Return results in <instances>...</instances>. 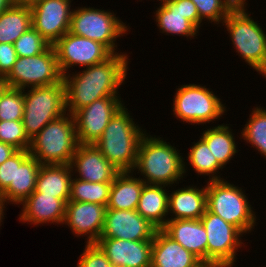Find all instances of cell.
I'll use <instances>...</instances> for the list:
<instances>
[{
  "label": "cell",
  "instance_id": "cell-16",
  "mask_svg": "<svg viewBox=\"0 0 266 267\" xmlns=\"http://www.w3.org/2000/svg\"><path fill=\"white\" fill-rule=\"evenodd\" d=\"M157 228L136 210L107 209L100 238L153 240Z\"/></svg>",
  "mask_w": 266,
  "mask_h": 267
},
{
  "label": "cell",
  "instance_id": "cell-15",
  "mask_svg": "<svg viewBox=\"0 0 266 267\" xmlns=\"http://www.w3.org/2000/svg\"><path fill=\"white\" fill-rule=\"evenodd\" d=\"M72 0H43L30 7L32 27L54 45L69 32L73 8Z\"/></svg>",
  "mask_w": 266,
  "mask_h": 267
},
{
  "label": "cell",
  "instance_id": "cell-33",
  "mask_svg": "<svg viewBox=\"0 0 266 267\" xmlns=\"http://www.w3.org/2000/svg\"><path fill=\"white\" fill-rule=\"evenodd\" d=\"M198 10L201 21L219 25L237 5L233 0H191Z\"/></svg>",
  "mask_w": 266,
  "mask_h": 267
},
{
  "label": "cell",
  "instance_id": "cell-5",
  "mask_svg": "<svg viewBox=\"0 0 266 267\" xmlns=\"http://www.w3.org/2000/svg\"><path fill=\"white\" fill-rule=\"evenodd\" d=\"M79 145L74 117L66 112L31 139L29 153L41 164H68Z\"/></svg>",
  "mask_w": 266,
  "mask_h": 267
},
{
  "label": "cell",
  "instance_id": "cell-30",
  "mask_svg": "<svg viewBox=\"0 0 266 267\" xmlns=\"http://www.w3.org/2000/svg\"><path fill=\"white\" fill-rule=\"evenodd\" d=\"M188 156L186 161H189V164L184 162V174L187 176V166H192L193 170L198 174V176H208L209 181H219L224 180L220 177L219 170L223 167L218 163L216 157L211 153L206 141L200 136V139L197 142H193L190 151L187 153ZM219 174V175H218Z\"/></svg>",
  "mask_w": 266,
  "mask_h": 267
},
{
  "label": "cell",
  "instance_id": "cell-23",
  "mask_svg": "<svg viewBox=\"0 0 266 267\" xmlns=\"http://www.w3.org/2000/svg\"><path fill=\"white\" fill-rule=\"evenodd\" d=\"M162 230L207 264V232L201 219L167 220Z\"/></svg>",
  "mask_w": 266,
  "mask_h": 267
},
{
  "label": "cell",
  "instance_id": "cell-8",
  "mask_svg": "<svg viewBox=\"0 0 266 267\" xmlns=\"http://www.w3.org/2000/svg\"><path fill=\"white\" fill-rule=\"evenodd\" d=\"M118 18L110 10L78 7L73 9L69 32L99 42L112 54H116L119 53L116 51L117 38H121L123 34L125 36L131 29Z\"/></svg>",
  "mask_w": 266,
  "mask_h": 267
},
{
  "label": "cell",
  "instance_id": "cell-34",
  "mask_svg": "<svg viewBox=\"0 0 266 267\" xmlns=\"http://www.w3.org/2000/svg\"><path fill=\"white\" fill-rule=\"evenodd\" d=\"M24 90L7 87L0 96V121L22 120Z\"/></svg>",
  "mask_w": 266,
  "mask_h": 267
},
{
  "label": "cell",
  "instance_id": "cell-13",
  "mask_svg": "<svg viewBox=\"0 0 266 267\" xmlns=\"http://www.w3.org/2000/svg\"><path fill=\"white\" fill-rule=\"evenodd\" d=\"M159 3L154 20L160 33L184 36L190 40L197 36L202 21L191 0H163Z\"/></svg>",
  "mask_w": 266,
  "mask_h": 267
},
{
  "label": "cell",
  "instance_id": "cell-37",
  "mask_svg": "<svg viewBox=\"0 0 266 267\" xmlns=\"http://www.w3.org/2000/svg\"><path fill=\"white\" fill-rule=\"evenodd\" d=\"M77 267H114L96 243L85 245Z\"/></svg>",
  "mask_w": 266,
  "mask_h": 267
},
{
  "label": "cell",
  "instance_id": "cell-26",
  "mask_svg": "<svg viewBox=\"0 0 266 267\" xmlns=\"http://www.w3.org/2000/svg\"><path fill=\"white\" fill-rule=\"evenodd\" d=\"M168 189L166 185L145 184L139 198L136 211L157 229H162L168 220Z\"/></svg>",
  "mask_w": 266,
  "mask_h": 267
},
{
  "label": "cell",
  "instance_id": "cell-11",
  "mask_svg": "<svg viewBox=\"0 0 266 267\" xmlns=\"http://www.w3.org/2000/svg\"><path fill=\"white\" fill-rule=\"evenodd\" d=\"M200 219L207 232V264L222 267L235 265L236 253L244 244L241 240L243 233L207 209Z\"/></svg>",
  "mask_w": 266,
  "mask_h": 267
},
{
  "label": "cell",
  "instance_id": "cell-14",
  "mask_svg": "<svg viewBox=\"0 0 266 267\" xmlns=\"http://www.w3.org/2000/svg\"><path fill=\"white\" fill-rule=\"evenodd\" d=\"M121 97H104L73 114L79 144H94L110 119L125 105Z\"/></svg>",
  "mask_w": 266,
  "mask_h": 267
},
{
  "label": "cell",
  "instance_id": "cell-3",
  "mask_svg": "<svg viewBox=\"0 0 266 267\" xmlns=\"http://www.w3.org/2000/svg\"><path fill=\"white\" fill-rule=\"evenodd\" d=\"M124 105L109 121L94 143L104 157L120 172L132 171L137 161L138 146L146 133Z\"/></svg>",
  "mask_w": 266,
  "mask_h": 267
},
{
  "label": "cell",
  "instance_id": "cell-42",
  "mask_svg": "<svg viewBox=\"0 0 266 267\" xmlns=\"http://www.w3.org/2000/svg\"><path fill=\"white\" fill-rule=\"evenodd\" d=\"M5 205H7V202H6L5 198L0 194V226L2 225L1 222H3L2 220L4 219V215H5V213H4V211L6 210Z\"/></svg>",
  "mask_w": 266,
  "mask_h": 267
},
{
  "label": "cell",
  "instance_id": "cell-38",
  "mask_svg": "<svg viewBox=\"0 0 266 267\" xmlns=\"http://www.w3.org/2000/svg\"><path fill=\"white\" fill-rule=\"evenodd\" d=\"M17 54L13 44L0 43V76L6 77L16 62Z\"/></svg>",
  "mask_w": 266,
  "mask_h": 267
},
{
  "label": "cell",
  "instance_id": "cell-29",
  "mask_svg": "<svg viewBox=\"0 0 266 267\" xmlns=\"http://www.w3.org/2000/svg\"><path fill=\"white\" fill-rule=\"evenodd\" d=\"M32 27L30 7L13 4L0 14V43L13 44Z\"/></svg>",
  "mask_w": 266,
  "mask_h": 267
},
{
  "label": "cell",
  "instance_id": "cell-10",
  "mask_svg": "<svg viewBox=\"0 0 266 267\" xmlns=\"http://www.w3.org/2000/svg\"><path fill=\"white\" fill-rule=\"evenodd\" d=\"M8 87L26 89L60 83V72L55 49L50 45L43 53L31 57H17L5 77Z\"/></svg>",
  "mask_w": 266,
  "mask_h": 267
},
{
  "label": "cell",
  "instance_id": "cell-12",
  "mask_svg": "<svg viewBox=\"0 0 266 267\" xmlns=\"http://www.w3.org/2000/svg\"><path fill=\"white\" fill-rule=\"evenodd\" d=\"M53 47L62 76L77 65L83 68L90 67L104 62L112 55L101 43L70 32L64 34Z\"/></svg>",
  "mask_w": 266,
  "mask_h": 267
},
{
  "label": "cell",
  "instance_id": "cell-17",
  "mask_svg": "<svg viewBox=\"0 0 266 267\" xmlns=\"http://www.w3.org/2000/svg\"><path fill=\"white\" fill-rule=\"evenodd\" d=\"M106 210V206L96 203L68 201L63 225L76 237L87 236L85 243H96L103 230Z\"/></svg>",
  "mask_w": 266,
  "mask_h": 267
},
{
  "label": "cell",
  "instance_id": "cell-20",
  "mask_svg": "<svg viewBox=\"0 0 266 267\" xmlns=\"http://www.w3.org/2000/svg\"><path fill=\"white\" fill-rule=\"evenodd\" d=\"M19 221L33 225L48 223L63 224L65 219L66 203L55 196L44 195L35 190L21 203Z\"/></svg>",
  "mask_w": 266,
  "mask_h": 267
},
{
  "label": "cell",
  "instance_id": "cell-41",
  "mask_svg": "<svg viewBox=\"0 0 266 267\" xmlns=\"http://www.w3.org/2000/svg\"><path fill=\"white\" fill-rule=\"evenodd\" d=\"M43 0H13V3L20 6L32 7Z\"/></svg>",
  "mask_w": 266,
  "mask_h": 267
},
{
  "label": "cell",
  "instance_id": "cell-22",
  "mask_svg": "<svg viewBox=\"0 0 266 267\" xmlns=\"http://www.w3.org/2000/svg\"><path fill=\"white\" fill-rule=\"evenodd\" d=\"M204 263L162 229L153 236L151 267H200Z\"/></svg>",
  "mask_w": 266,
  "mask_h": 267
},
{
  "label": "cell",
  "instance_id": "cell-6",
  "mask_svg": "<svg viewBox=\"0 0 266 267\" xmlns=\"http://www.w3.org/2000/svg\"><path fill=\"white\" fill-rule=\"evenodd\" d=\"M206 183L207 210L238 228L244 235L254 231L257 216L245 190L225 179Z\"/></svg>",
  "mask_w": 266,
  "mask_h": 267
},
{
  "label": "cell",
  "instance_id": "cell-21",
  "mask_svg": "<svg viewBox=\"0 0 266 267\" xmlns=\"http://www.w3.org/2000/svg\"><path fill=\"white\" fill-rule=\"evenodd\" d=\"M41 163L30 155L29 150L15 153V185H9L1 195L9 204L20 205L36 188Z\"/></svg>",
  "mask_w": 266,
  "mask_h": 267
},
{
  "label": "cell",
  "instance_id": "cell-39",
  "mask_svg": "<svg viewBox=\"0 0 266 267\" xmlns=\"http://www.w3.org/2000/svg\"><path fill=\"white\" fill-rule=\"evenodd\" d=\"M9 185H15V154L0 165V194Z\"/></svg>",
  "mask_w": 266,
  "mask_h": 267
},
{
  "label": "cell",
  "instance_id": "cell-31",
  "mask_svg": "<svg viewBox=\"0 0 266 267\" xmlns=\"http://www.w3.org/2000/svg\"><path fill=\"white\" fill-rule=\"evenodd\" d=\"M112 182L92 183L72 178L69 201L89 202L107 206Z\"/></svg>",
  "mask_w": 266,
  "mask_h": 267
},
{
  "label": "cell",
  "instance_id": "cell-45",
  "mask_svg": "<svg viewBox=\"0 0 266 267\" xmlns=\"http://www.w3.org/2000/svg\"><path fill=\"white\" fill-rule=\"evenodd\" d=\"M200 267H222V266H219L217 264H203L202 266Z\"/></svg>",
  "mask_w": 266,
  "mask_h": 267
},
{
  "label": "cell",
  "instance_id": "cell-24",
  "mask_svg": "<svg viewBox=\"0 0 266 267\" xmlns=\"http://www.w3.org/2000/svg\"><path fill=\"white\" fill-rule=\"evenodd\" d=\"M206 185L202 188L192 184L169 193L168 220L200 219L207 209Z\"/></svg>",
  "mask_w": 266,
  "mask_h": 267
},
{
  "label": "cell",
  "instance_id": "cell-19",
  "mask_svg": "<svg viewBox=\"0 0 266 267\" xmlns=\"http://www.w3.org/2000/svg\"><path fill=\"white\" fill-rule=\"evenodd\" d=\"M152 242L99 238L96 244L114 267H151Z\"/></svg>",
  "mask_w": 266,
  "mask_h": 267
},
{
  "label": "cell",
  "instance_id": "cell-4",
  "mask_svg": "<svg viewBox=\"0 0 266 267\" xmlns=\"http://www.w3.org/2000/svg\"><path fill=\"white\" fill-rule=\"evenodd\" d=\"M237 4L222 22L235 51L258 74L266 78V34L260 23L254 21L245 8Z\"/></svg>",
  "mask_w": 266,
  "mask_h": 267
},
{
  "label": "cell",
  "instance_id": "cell-25",
  "mask_svg": "<svg viewBox=\"0 0 266 267\" xmlns=\"http://www.w3.org/2000/svg\"><path fill=\"white\" fill-rule=\"evenodd\" d=\"M73 176L71 166L68 164H41L35 191L44 195L55 196L67 203Z\"/></svg>",
  "mask_w": 266,
  "mask_h": 267
},
{
  "label": "cell",
  "instance_id": "cell-1",
  "mask_svg": "<svg viewBox=\"0 0 266 267\" xmlns=\"http://www.w3.org/2000/svg\"><path fill=\"white\" fill-rule=\"evenodd\" d=\"M128 57L126 52L112 54L104 62L64 75L66 112L73 115L98 99L120 97L118 89L127 79Z\"/></svg>",
  "mask_w": 266,
  "mask_h": 267
},
{
  "label": "cell",
  "instance_id": "cell-32",
  "mask_svg": "<svg viewBox=\"0 0 266 267\" xmlns=\"http://www.w3.org/2000/svg\"><path fill=\"white\" fill-rule=\"evenodd\" d=\"M240 137L266 158V108L256 106L252 109Z\"/></svg>",
  "mask_w": 266,
  "mask_h": 267
},
{
  "label": "cell",
  "instance_id": "cell-44",
  "mask_svg": "<svg viewBox=\"0 0 266 267\" xmlns=\"http://www.w3.org/2000/svg\"><path fill=\"white\" fill-rule=\"evenodd\" d=\"M7 87H8V84H7L5 77L0 76V96L6 90Z\"/></svg>",
  "mask_w": 266,
  "mask_h": 267
},
{
  "label": "cell",
  "instance_id": "cell-2",
  "mask_svg": "<svg viewBox=\"0 0 266 267\" xmlns=\"http://www.w3.org/2000/svg\"><path fill=\"white\" fill-rule=\"evenodd\" d=\"M180 150L160 136L145 133L139 143L133 172L140 173L145 184L171 186L184 175V158ZM184 175V176H183Z\"/></svg>",
  "mask_w": 266,
  "mask_h": 267
},
{
  "label": "cell",
  "instance_id": "cell-27",
  "mask_svg": "<svg viewBox=\"0 0 266 267\" xmlns=\"http://www.w3.org/2000/svg\"><path fill=\"white\" fill-rule=\"evenodd\" d=\"M133 171L119 172L110 188L107 209L136 210L145 183Z\"/></svg>",
  "mask_w": 266,
  "mask_h": 267
},
{
  "label": "cell",
  "instance_id": "cell-9",
  "mask_svg": "<svg viewBox=\"0 0 266 267\" xmlns=\"http://www.w3.org/2000/svg\"><path fill=\"white\" fill-rule=\"evenodd\" d=\"M180 86L176 89L172 109L174 117L179 121L204 126L206 123L220 120L226 114L227 109L222 99L206 86L194 83Z\"/></svg>",
  "mask_w": 266,
  "mask_h": 267
},
{
  "label": "cell",
  "instance_id": "cell-28",
  "mask_svg": "<svg viewBox=\"0 0 266 267\" xmlns=\"http://www.w3.org/2000/svg\"><path fill=\"white\" fill-rule=\"evenodd\" d=\"M229 125L230 123L218 124L201 133V137L206 141L211 153L223 168L239 152L237 142H235V134L232 133L233 129Z\"/></svg>",
  "mask_w": 266,
  "mask_h": 267
},
{
  "label": "cell",
  "instance_id": "cell-40",
  "mask_svg": "<svg viewBox=\"0 0 266 267\" xmlns=\"http://www.w3.org/2000/svg\"><path fill=\"white\" fill-rule=\"evenodd\" d=\"M18 150L10 144L0 141V165L14 155Z\"/></svg>",
  "mask_w": 266,
  "mask_h": 267
},
{
  "label": "cell",
  "instance_id": "cell-46",
  "mask_svg": "<svg viewBox=\"0 0 266 267\" xmlns=\"http://www.w3.org/2000/svg\"><path fill=\"white\" fill-rule=\"evenodd\" d=\"M236 4H247L246 0H233Z\"/></svg>",
  "mask_w": 266,
  "mask_h": 267
},
{
  "label": "cell",
  "instance_id": "cell-7",
  "mask_svg": "<svg viewBox=\"0 0 266 267\" xmlns=\"http://www.w3.org/2000/svg\"><path fill=\"white\" fill-rule=\"evenodd\" d=\"M65 113L66 98L63 80L60 83L49 86L24 89V113L22 122L30 140L34 138L46 124Z\"/></svg>",
  "mask_w": 266,
  "mask_h": 267
},
{
  "label": "cell",
  "instance_id": "cell-18",
  "mask_svg": "<svg viewBox=\"0 0 266 267\" xmlns=\"http://www.w3.org/2000/svg\"><path fill=\"white\" fill-rule=\"evenodd\" d=\"M75 178L92 183L113 182L120 172L94 144H79L70 163Z\"/></svg>",
  "mask_w": 266,
  "mask_h": 267
},
{
  "label": "cell",
  "instance_id": "cell-36",
  "mask_svg": "<svg viewBox=\"0 0 266 267\" xmlns=\"http://www.w3.org/2000/svg\"><path fill=\"white\" fill-rule=\"evenodd\" d=\"M0 141L12 145L17 150H29L31 144L22 120L0 121Z\"/></svg>",
  "mask_w": 266,
  "mask_h": 267
},
{
  "label": "cell",
  "instance_id": "cell-35",
  "mask_svg": "<svg viewBox=\"0 0 266 267\" xmlns=\"http://www.w3.org/2000/svg\"><path fill=\"white\" fill-rule=\"evenodd\" d=\"M13 46L17 57H31L43 53L50 44L31 27L13 43Z\"/></svg>",
  "mask_w": 266,
  "mask_h": 267
},
{
  "label": "cell",
  "instance_id": "cell-43",
  "mask_svg": "<svg viewBox=\"0 0 266 267\" xmlns=\"http://www.w3.org/2000/svg\"><path fill=\"white\" fill-rule=\"evenodd\" d=\"M13 0H0V14L13 5Z\"/></svg>",
  "mask_w": 266,
  "mask_h": 267
}]
</instances>
